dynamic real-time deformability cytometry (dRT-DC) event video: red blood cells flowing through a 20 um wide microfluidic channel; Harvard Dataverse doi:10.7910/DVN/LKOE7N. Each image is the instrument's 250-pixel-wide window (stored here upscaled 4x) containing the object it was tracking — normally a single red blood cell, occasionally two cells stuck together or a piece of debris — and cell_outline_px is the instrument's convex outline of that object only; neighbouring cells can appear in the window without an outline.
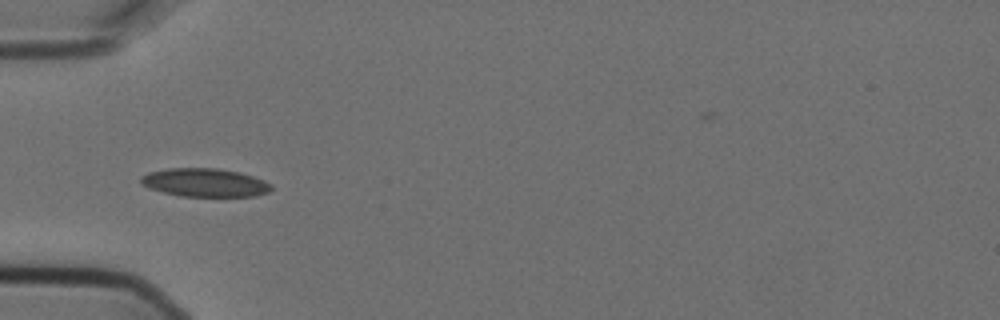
{"species": "Egyptian fruit bat (a non-hibernating species)", "species_latin": "Rousettus aegyptiacus", "temperature_condition": "cold", "stored_images_in_passage": 8, "camera_frame_rate_fps": 3000, "um_per_image_px": 0.085, "animal": {"sex": "female"}, "frame": {"image": 1, "passage_image": 4, "time_ms": 1.0, "image_size_px": [1000, 320], "cell_outline_px": [[272, 188], [268, 192], [256, 196], [180, 196], [148, 188], [140, 180], [140, 176], [148, 172], [168, 168], [216, 168], [240, 172], [264, 180], [272, 184]], "centroid_in_image_um": [17.42, 15.51], "position_along_channel_um": 67.6, "area_um2": 21.56}}
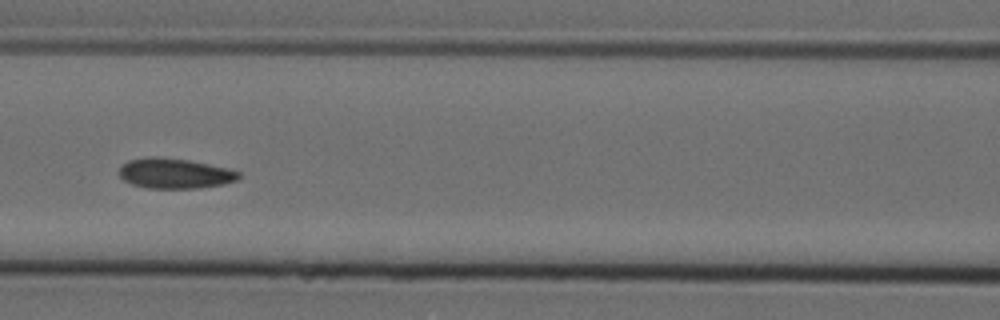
{"frame": {"image": 2, "passage_image": 6, "time_ms": 1.667, "image_size_px": [1000, 320], "cell_outline_px": [[240, 180], [224, 184], [200, 188], [144, 188], [132, 184], [124, 180], [120, 176], [120, 168], [128, 160], [152, 156], [156, 156], [188, 160], [228, 168], [240, 172]], "centroid_in_image_um": [14.89, 14.74], "position_along_channel_um": 151.7, "area_um2": 21.1}}
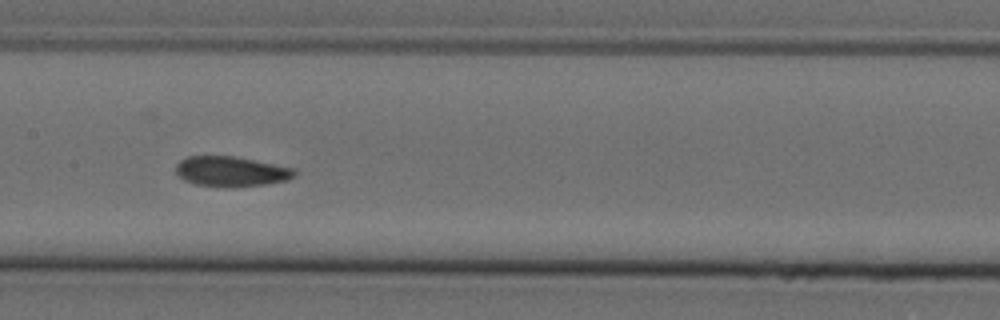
{"frame": {"image": 3, "passage_image": 7, "time_ms": 2.0, "image_size_px": [1000, 320], "cell_outline_px": [[296, 172], [288, 180], [264, 184], [228, 188], [224, 188], [196, 184], [184, 180], [176, 176], [176, 164], [180, 160], [188, 156], [232, 156], [292, 168]], "centroid_in_image_um": [19.56, 14.59], "position_along_channel_um": 187.8, "area_um2": 20.69}}